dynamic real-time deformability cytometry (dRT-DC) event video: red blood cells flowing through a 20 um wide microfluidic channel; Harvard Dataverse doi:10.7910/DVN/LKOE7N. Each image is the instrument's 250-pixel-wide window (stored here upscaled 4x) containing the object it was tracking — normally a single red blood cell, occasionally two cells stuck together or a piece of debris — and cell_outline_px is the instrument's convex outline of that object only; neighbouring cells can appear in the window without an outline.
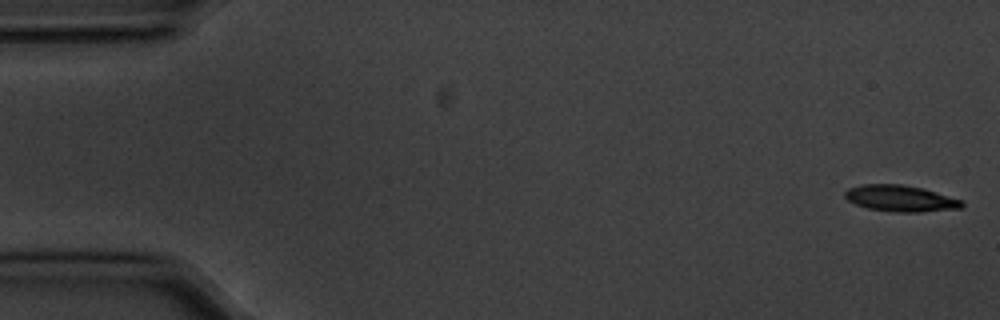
{"species": "common noctule bat (a hibernating species)", "species_latin": "Nyctalus noctula", "temperature_condition": "cold", "stored_images_in_passage": 55, "camera_frame_rate_fps": 3000, "um_per_image_px": 0.085, "animal": {"sex": "male", "body_mass_g": 20.1, "forearm_length_mm": 53.5}, "frame": {"image": 1, "passage_image": 1, "time_ms": 0.0, "image_size_px": [1000, 320], "cell_outline_px": [[964, 204], [960, 208], [920, 212], [896, 212], [868, 208], [856, 204], [848, 200], [844, 196], [844, 192], [848, 188], [864, 184], [900, 184], [924, 188], [964, 200]], "centroid_in_image_um": [76.57, 16.86], "position_along_channel_um": 8.4, "area_um2": 17.98}}
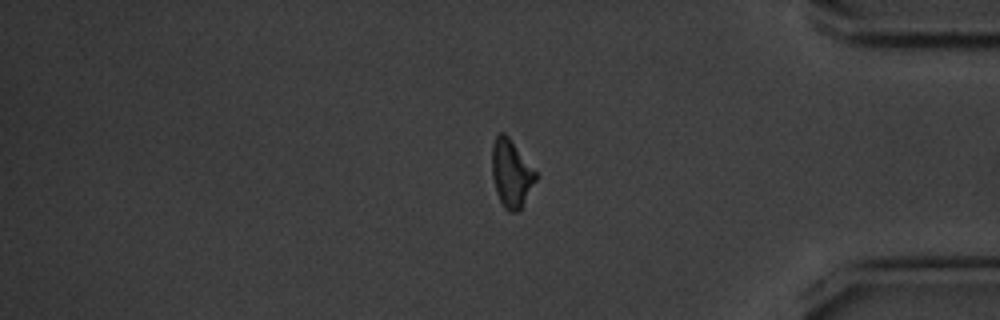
{"frame": {"image": 2, "passage_image": 46, "time_ms": 15.0, "image_size_px": [1000, 320], "cell_outline_px": [[536, 180], [520, 208], [516, 212], [508, 212], [504, 208], [496, 192], [492, 176], [492, 144], [496, 136], [500, 132], [504, 132], [508, 136], [536, 172]], "centroid_in_image_um": [43.42, 14.73], "position_along_channel_um": 391.8, "area_um2": 16.94}}
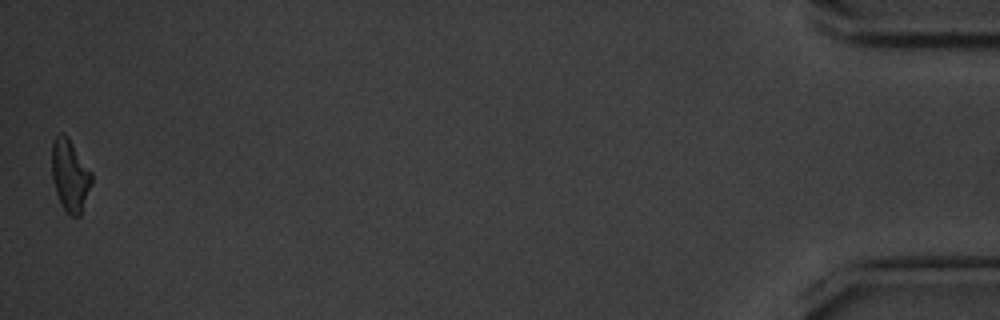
{"frame": {"image": 3, "passage_image": 55, "time_ms": 18.0, "image_size_px": [1000, 320], "cell_outline_px": [[92, 184], [80, 216], [68, 216], [60, 204], [52, 180], [52, 140], [60, 132], [64, 132], [68, 136], [92, 172]], "centroid_in_image_um": [5.95, 14.91], "position_along_channel_um": 429.3, "area_um2": 17.05}, "authors_computed_cell_mechanics": {"area_um2": 17.918, "velocity_mm_per_s": 3.5744, "shape_relaxation_time_tau1_ms": 2.1506, "shape_relaxation_time_tau2_ms": null, "deformation_change_tau1": 0.1396, "deformation_change_tau2": null}}